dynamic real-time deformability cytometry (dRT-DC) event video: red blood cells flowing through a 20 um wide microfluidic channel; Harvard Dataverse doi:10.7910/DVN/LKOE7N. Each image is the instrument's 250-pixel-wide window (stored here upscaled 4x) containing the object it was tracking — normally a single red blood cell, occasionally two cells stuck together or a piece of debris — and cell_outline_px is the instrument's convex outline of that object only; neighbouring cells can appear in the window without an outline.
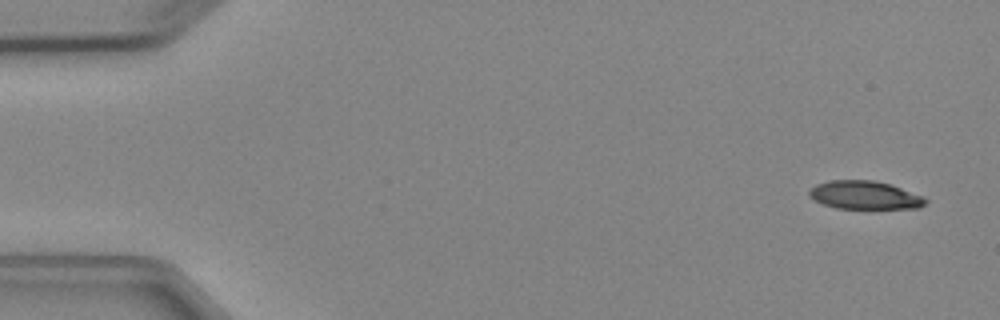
{"species": "Egyptian fruit bat (a non-hibernating species)", "species_latin": "Rousettus aegyptiacus", "temperature_condition": "cold", "stored_images_in_passage": 4, "camera_frame_rate_fps": 3000, "um_per_image_px": 0.085, "animal": {"sex": "female"}, "frame": {"image": 1, "passage_image": 1, "time_ms": 0.0, "image_size_px": [1000, 320], "cell_outline_px": [[928, 204], [920, 208], [836, 208], [824, 204], [808, 196], [808, 192], [816, 184], [832, 180], [872, 180], [892, 184], [920, 196], [928, 200]], "centroid_in_image_um": [73.51, 16.58], "position_along_channel_um": 11.5, "area_um2": 19.02}}
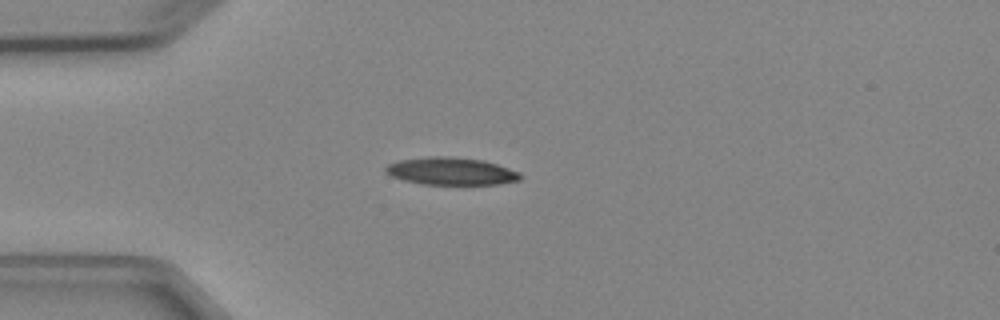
{"frame": {"image": 2, "passage_image": 4, "time_ms": 3.667, "image_size_px": [1000, 320], "cell_outline_px": [[524, 176], [520, 180], [500, 184], [420, 184], [404, 180], [392, 176], [384, 172], [384, 168], [388, 164], [396, 160], [428, 156], [448, 156], [484, 160], [520, 172]], "centroid_in_image_um": [38.33, 14.54], "position_along_channel_um": 46.7, "area_um2": 21.79}}